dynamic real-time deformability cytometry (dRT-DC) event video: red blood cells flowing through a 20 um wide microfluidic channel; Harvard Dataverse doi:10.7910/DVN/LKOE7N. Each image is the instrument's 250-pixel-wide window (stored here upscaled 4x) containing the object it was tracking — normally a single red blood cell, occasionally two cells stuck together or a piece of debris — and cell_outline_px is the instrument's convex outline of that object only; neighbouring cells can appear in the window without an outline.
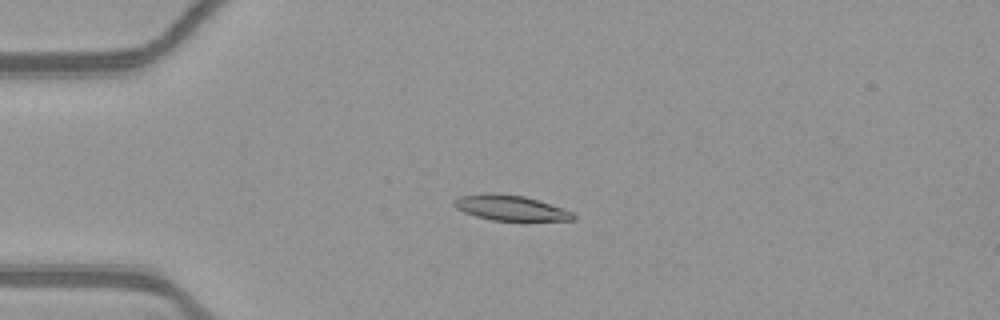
{"species": "common noctule bat (a hibernating species)", "species_latin": "Nyctalus noctula", "temperature_condition": "warm", "stored_images_in_passage": 54, "camera_frame_rate_fps": 3000, "um_per_image_px": 0.085, "animal": {"sex": "female", "body_mass_g": 21.9}, "frame": {"image": 1, "passage_image": 14, "time_ms": 4.333, "image_size_px": [1000, 320], "cell_outline_px": [[576, 220], [492, 220], [476, 216], [464, 212], [456, 208], [452, 204], [460, 196], [492, 192], [524, 196], [572, 212], [576, 216]], "centroid_in_image_um": [43.35, 17.66], "position_along_channel_um": 41.6, "area_um2": 17.17}}
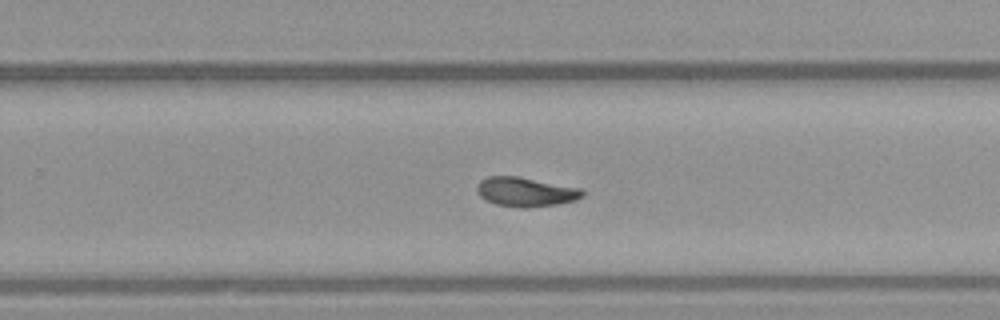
{"frame": {"image": 2, "passage_image": 35, "time_ms": 11.333, "image_size_px": [1000, 320], "cell_outline_px": [[584, 196], [576, 200], [556, 204], [528, 208], [520, 208], [496, 204], [480, 196], [476, 188], [476, 184], [480, 180], [488, 176], [516, 176], [580, 188], [584, 192]], "centroid_in_image_um": [44.67, 16.31], "position_along_channel_um": 285.1, "area_um2": 17.92}}
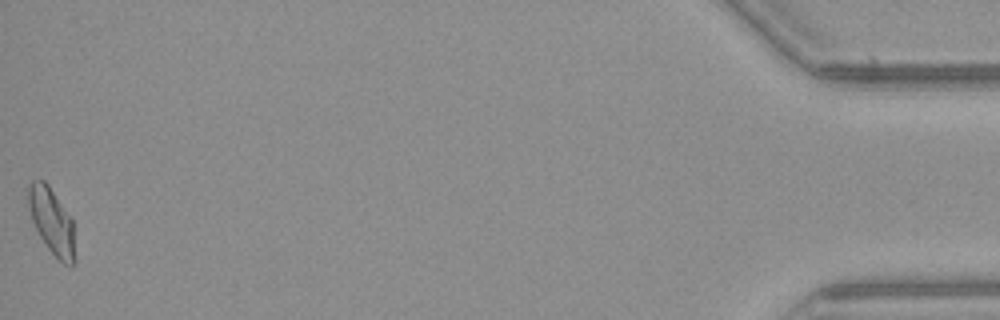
{"frame": {"image": 3, "passage_image": 54, "time_ms": 17.667, "image_size_px": [1000, 320], "cell_outline_px": [[76, 260], [72, 268], [64, 264], [48, 248], [40, 236], [32, 220], [28, 208], [24, 188], [32, 180], [44, 180], [48, 184], [72, 220]], "centroid_in_image_um": [4.37, 18.78], "position_along_channel_um": 430.8, "area_um2": 18.21}, "authors_computed_cell_mechanics": {"area_um2": 17.6579, "velocity_mm_per_s": 3.8811, "shape_relaxation_time_tau1_ms": null, "shape_relaxation_time_tau2_ms": 5.9525, "deformation_change_tau1": null, "deformation_change_tau2": 0.1299}}